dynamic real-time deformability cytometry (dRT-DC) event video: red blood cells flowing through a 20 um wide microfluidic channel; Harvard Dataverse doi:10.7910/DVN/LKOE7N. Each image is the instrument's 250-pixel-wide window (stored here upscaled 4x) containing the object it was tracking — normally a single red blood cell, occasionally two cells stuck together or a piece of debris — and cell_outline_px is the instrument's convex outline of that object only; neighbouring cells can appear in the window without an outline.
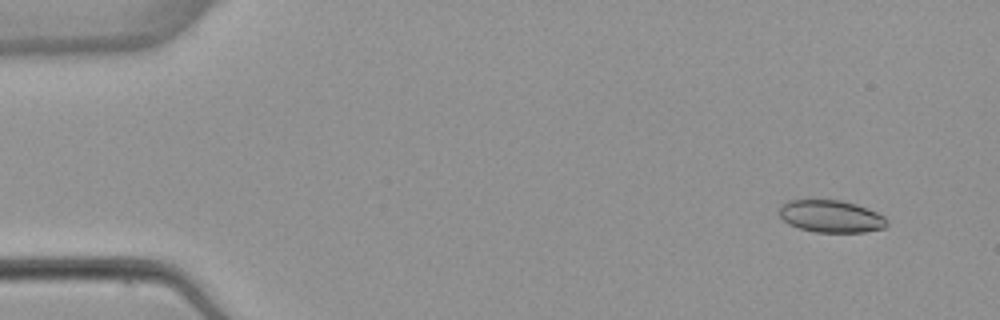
{"species": "common noctule bat (a hibernating species)", "species_latin": "Nyctalus noctula", "temperature_condition": "warm", "stored_images_in_passage": 4, "camera_frame_rate_fps": 3000, "um_per_image_px": 0.085, "animal": {"sex": "female", "body_mass_g": 22.7, "forearm_length_mm": 54.2}, "frame": {"image": 1, "passage_image": 1, "time_ms": 0.0, "image_size_px": [1000, 320], "cell_outline_px": [[888, 224], [884, 228], [864, 232], [816, 232], [800, 228], [788, 224], [780, 216], [780, 204], [788, 200], [840, 200], [856, 204], [876, 212], [884, 216], [888, 220]], "centroid_in_image_um": [70.64, 18.39], "position_along_channel_um": 14.4, "area_um2": 20.23}}
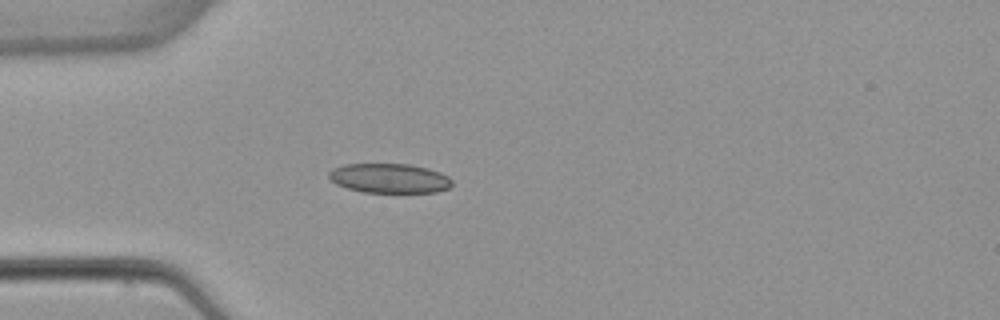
{"frame": {"image": 2, "passage_image": 4, "time_ms": 3.667, "image_size_px": [1000, 320], "cell_outline_px": [[452, 184], [448, 188], [436, 192], [364, 192], [348, 188], [336, 184], [328, 176], [328, 172], [332, 168], [344, 164], [408, 164], [428, 168], [440, 172], [448, 176], [452, 180]], "centroid_in_image_um": [33.1, 15.14], "position_along_channel_um": 51.9, "area_um2": 21.15}}